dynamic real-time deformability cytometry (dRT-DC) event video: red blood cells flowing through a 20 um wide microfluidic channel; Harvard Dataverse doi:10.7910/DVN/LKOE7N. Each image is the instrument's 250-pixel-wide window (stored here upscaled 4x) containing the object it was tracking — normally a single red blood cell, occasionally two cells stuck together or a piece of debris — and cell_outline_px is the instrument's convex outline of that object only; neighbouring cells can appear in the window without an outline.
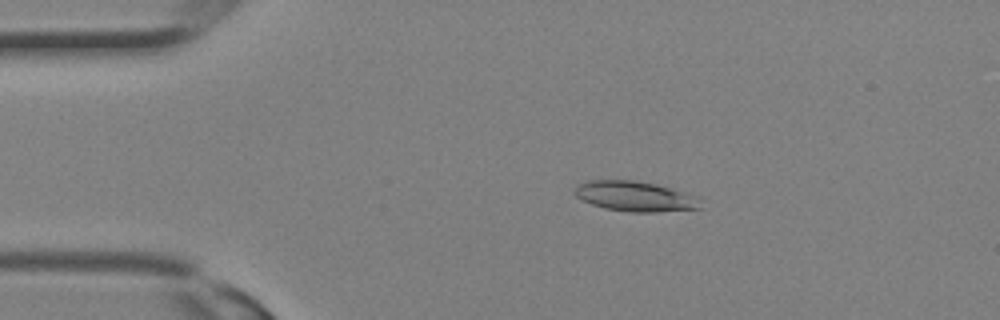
{"species": "Egyptian fruit bat (a non-hibernating species)", "species_latin": "Rousettus aegyptiacus", "temperature_condition": "room temperature", "stored_images_in_passage": 13, "camera_frame_rate_fps": 3000, "um_per_image_px": 0.085, "animal": {"sex": "female"}, "frame": {"image": 1, "passage_image": 6, "time_ms": 1.667, "image_size_px": [1000, 320], "cell_outline_px": [[700, 208], [656, 212], [628, 212], [604, 208], [592, 204], [576, 196], [572, 192], [576, 184], [588, 180], [636, 180], [656, 184], [680, 192], [700, 200]], "centroid_in_image_um": [53.86, 16.68], "position_along_channel_um": 31.1, "area_um2": 21.79}}
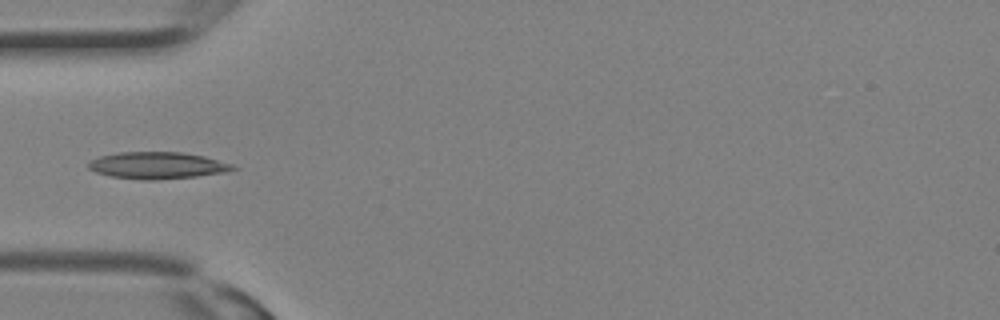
{"frame": {"image": 2, "passage_image": 10, "time_ms": 3.0, "image_size_px": [1000, 320], "cell_outline_px": [[240, 168], [224, 172], [196, 176], [156, 180], [144, 180], [112, 176], [96, 172], [88, 168], [88, 164], [92, 160], [100, 156], [120, 152], [180, 152], [204, 156], [232, 164]], "centroid_in_image_um": [13.39, 14.06], "position_along_channel_um": 71.6, "area_um2": 22.37}}
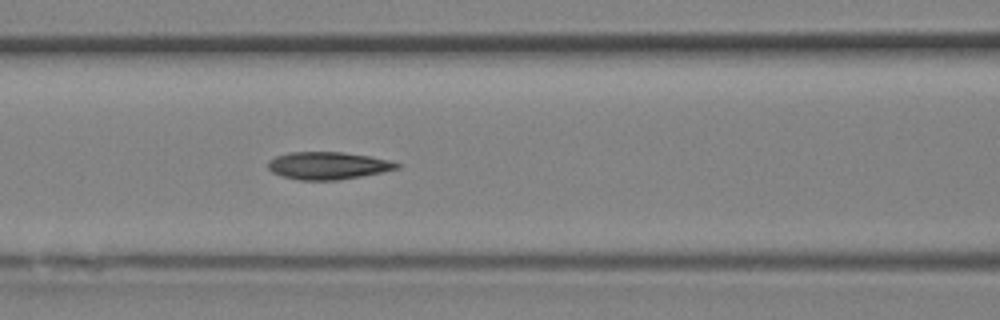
{"frame": {"image": 3, "passage_image": 13, "time_ms": 4.0, "image_size_px": [1000, 320], "cell_outline_px": [[400, 168], [360, 176], [336, 180], [300, 180], [280, 176], [272, 172], [268, 168], [268, 160], [276, 156], [288, 152], [344, 152], [372, 156], [388, 160], [400, 164]], "centroid_in_image_um": [27.84, 14.07], "position_along_channel_um": 138.8, "area_um2": 20.63}}